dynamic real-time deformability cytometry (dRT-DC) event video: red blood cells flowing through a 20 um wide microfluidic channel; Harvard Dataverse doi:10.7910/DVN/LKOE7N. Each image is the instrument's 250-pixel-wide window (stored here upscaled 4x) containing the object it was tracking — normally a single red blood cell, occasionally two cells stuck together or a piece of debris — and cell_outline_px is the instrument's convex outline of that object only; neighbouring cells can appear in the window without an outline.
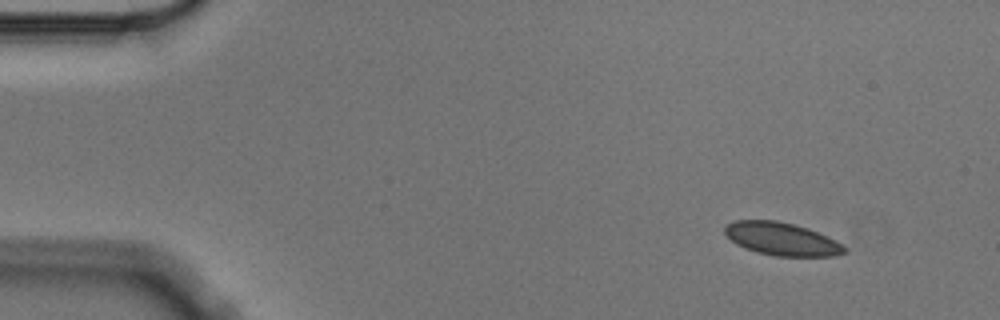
{"species": "Egyptian fruit bat (a non-hibernating species)", "species_latin": "Rousettus aegyptiacus", "temperature_condition": "cold", "stored_images_in_passage": 4, "camera_frame_rate_fps": 3000, "um_per_image_px": 0.085, "animal": {"sex": "male"}, "frame": {"image": 1, "passage_image": 1, "time_ms": 0.0, "image_size_px": [1000, 320], "cell_outline_px": [[848, 252], [836, 256], [776, 256], [756, 252], [744, 248], [736, 244], [724, 232], [724, 228], [728, 224], [736, 220], [776, 220], [808, 228], [836, 240], [848, 248]], "centroid_in_image_um": [66.49, 20.32], "position_along_channel_um": 18.5, "area_um2": 23.0}}
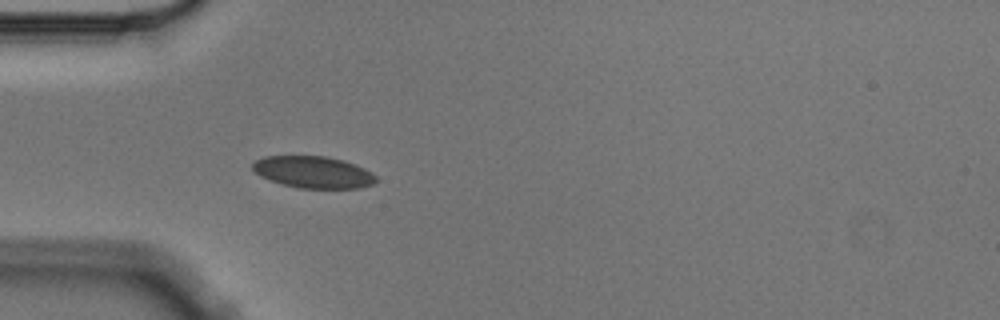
{"frame": {"image": 2, "passage_image": 4, "time_ms": 1.0, "image_size_px": [1000, 320], "cell_outline_px": [[376, 180], [372, 184], [360, 188], [300, 188], [284, 184], [260, 176], [252, 168], [252, 164], [256, 160], [264, 156], [324, 156], [344, 160], [356, 164], [372, 172], [376, 176]], "centroid_in_image_um": [26.65, 14.62], "position_along_channel_um": 58.3, "area_um2": 22.77}}